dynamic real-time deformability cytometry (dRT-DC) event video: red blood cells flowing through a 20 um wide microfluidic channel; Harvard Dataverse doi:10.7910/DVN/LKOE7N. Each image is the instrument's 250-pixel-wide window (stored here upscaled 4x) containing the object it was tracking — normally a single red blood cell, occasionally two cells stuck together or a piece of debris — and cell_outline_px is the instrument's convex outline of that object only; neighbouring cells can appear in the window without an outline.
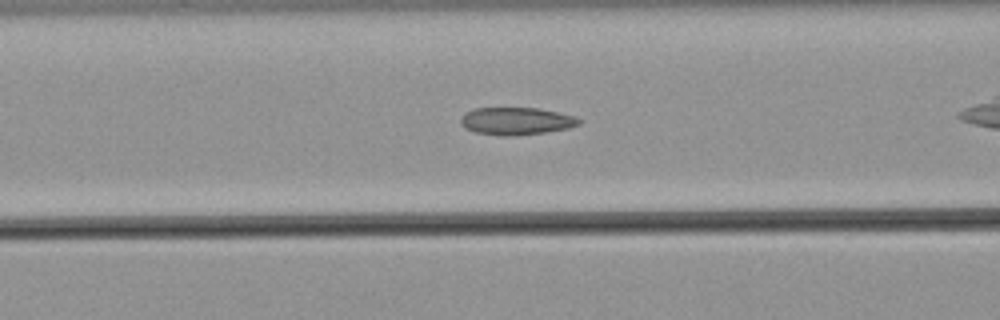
{"species": "common noctule bat (a hibernating species)", "species_latin": "Nyctalus noctula", "temperature_condition": "warm", "stored_images_in_passage": 38, "camera_frame_rate_fps": 3000, "um_per_image_px": 0.085, "animal": {"sex": "male", "body_mass_g": 21.5, "forearm_length_mm": 52.0}, "frame": {"image": 1, "passage_image": 17, "time_ms": 5.333, "image_size_px": [1000, 320], "cell_outline_px": [[580, 124], [568, 128], [544, 132], [516, 136], [504, 136], [476, 132], [464, 128], [460, 124], [460, 120], [468, 112], [476, 108], [536, 108], [576, 116], [580, 120]], "centroid_in_image_um": [43.89, 10.3], "position_along_channel_um": 122.7, "area_um2": 18.73}}